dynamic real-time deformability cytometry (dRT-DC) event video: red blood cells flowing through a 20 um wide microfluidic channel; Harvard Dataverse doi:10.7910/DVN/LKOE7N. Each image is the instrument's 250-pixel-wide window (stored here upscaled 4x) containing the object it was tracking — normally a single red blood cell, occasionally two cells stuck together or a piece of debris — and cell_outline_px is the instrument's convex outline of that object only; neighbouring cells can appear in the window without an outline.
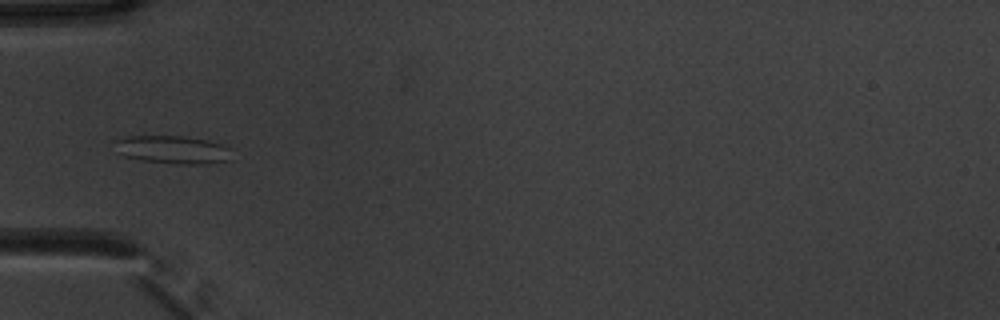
{"species": "common noctule bat (a hibernating species)", "species_latin": "Nyctalus noctula", "temperature_condition": "warm", "stored_images_in_passage": 36, "camera_frame_rate_fps": 3000, "um_per_image_px": 0.085, "animal": {"sex": "male", "body_mass_g": 20.1, "forearm_length_mm": 53.5}, "frame": {"image": 1, "passage_image": 1, "time_ms": 0.0, "image_size_px": [1000, 320], "cell_outline_px": [[232, 148], [228, 160], [204, 164], [176, 164], [144, 160], [124, 156], [120, 152], [112, 140], [128, 136], [184, 136], [208, 140]], "centroid_in_image_um": [14.69, 12.71], "position_along_channel_um": 70.3, "area_um2": 19.02}}
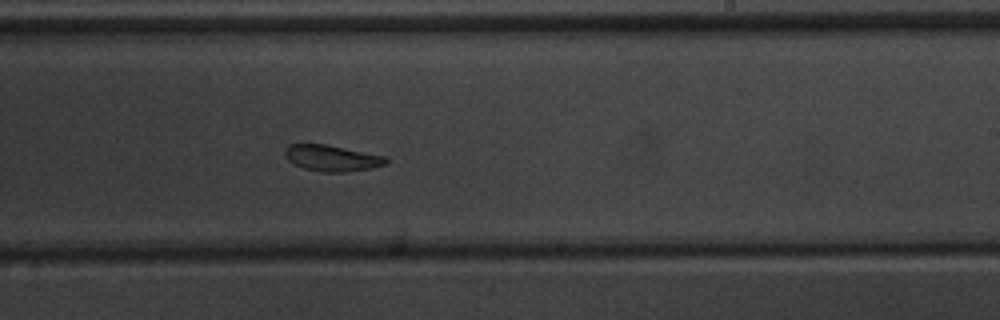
{"frame": {"image": 2, "passage_image": 16, "time_ms": 5.0, "image_size_px": [1000, 320], "cell_outline_px": [[388, 164], [372, 168], [348, 172], [324, 172], [304, 168], [292, 164], [284, 156], [284, 148], [288, 144], [328, 144], [384, 156], [388, 160]], "centroid_in_image_um": [28.19, 13.44], "position_along_channel_um": 260.8, "area_um2": 15.61}}
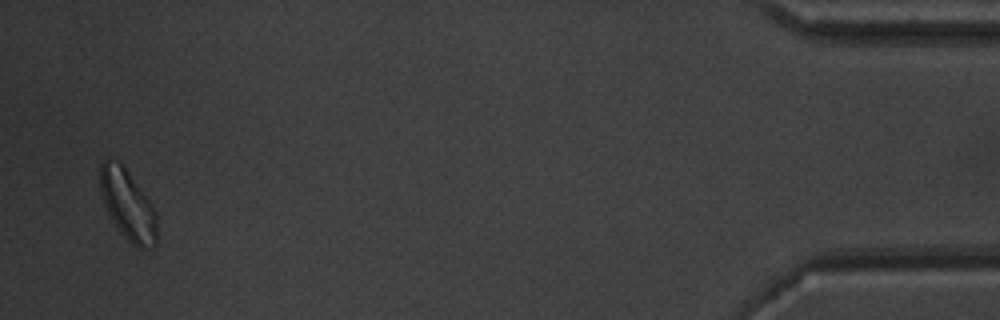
{"frame": {"image": 3, "passage_image": 35, "time_ms": 11.333, "image_size_px": [1000, 320], "cell_outline_px": [[156, 244], [152, 248], [136, 248], [120, 232], [108, 212], [104, 204], [100, 192], [100, 164], [108, 156], [116, 160], [124, 168], [148, 200], [156, 212]], "centroid_in_image_um": [10.84, 17.43], "position_along_channel_um": 424.4, "area_um2": 22.83}, "authors_computed_cell_mechanics": {"area_um2": 16.5597, "velocity_mm_per_s": 3.8039, "shape_relaxation_time_tau1_ms": 5.4999, "shape_relaxation_time_tau2_ms": 2.8697, "deformation_change_tau1": 0.0826, "deformation_change_tau2": 0.1029}}